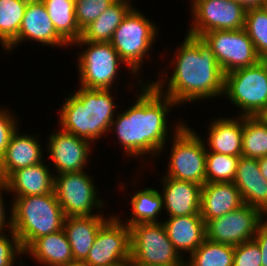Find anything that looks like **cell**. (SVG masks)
Segmentation results:
<instances>
[{
	"mask_svg": "<svg viewBox=\"0 0 267 266\" xmlns=\"http://www.w3.org/2000/svg\"><path fill=\"white\" fill-rule=\"evenodd\" d=\"M201 37L212 48L224 74L261 60L245 29L210 31Z\"/></svg>",
	"mask_w": 267,
	"mask_h": 266,
	"instance_id": "cell-10",
	"label": "cell"
},
{
	"mask_svg": "<svg viewBox=\"0 0 267 266\" xmlns=\"http://www.w3.org/2000/svg\"><path fill=\"white\" fill-rule=\"evenodd\" d=\"M242 156L253 159L267 156V125L255 116H243Z\"/></svg>",
	"mask_w": 267,
	"mask_h": 266,
	"instance_id": "cell-30",
	"label": "cell"
},
{
	"mask_svg": "<svg viewBox=\"0 0 267 266\" xmlns=\"http://www.w3.org/2000/svg\"><path fill=\"white\" fill-rule=\"evenodd\" d=\"M128 1L116 0L97 19L82 30L79 40L100 43L111 42L114 31L132 9Z\"/></svg>",
	"mask_w": 267,
	"mask_h": 266,
	"instance_id": "cell-26",
	"label": "cell"
},
{
	"mask_svg": "<svg viewBox=\"0 0 267 266\" xmlns=\"http://www.w3.org/2000/svg\"><path fill=\"white\" fill-rule=\"evenodd\" d=\"M109 92V89L80 87L73 96L66 98L60 111L62 130L90 142L113 130L111 123L117 105Z\"/></svg>",
	"mask_w": 267,
	"mask_h": 266,
	"instance_id": "cell-3",
	"label": "cell"
},
{
	"mask_svg": "<svg viewBox=\"0 0 267 266\" xmlns=\"http://www.w3.org/2000/svg\"><path fill=\"white\" fill-rule=\"evenodd\" d=\"M255 117L267 125V105Z\"/></svg>",
	"mask_w": 267,
	"mask_h": 266,
	"instance_id": "cell-42",
	"label": "cell"
},
{
	"mask_svg": "<svg viewBox=\"0 0 267 266\" xmlns=\"http://www.w3.org/2000/svg\"><path fill=\"white\" fill-rule=\"evenodd\" d=\"M79 45H88L79 56L81 86L87 89H109L116 79L118 66L123 62L110 42L78 40ZM119 63V64H118Z\"/></svg>",
	"mask_w": 267,
	"mask_h": 266,
	"instance_id": "cell-9",
	"label": "cell"
},
{
	"mask_svg": "<svg viewBox=\"0 0 267 266\" xmlns=\"http://www.w3.org/2000/svg\"><path fill=\"white\" fill-rule=\"evenodd\" d=\"M178 50L174 73L163 95L181 104L224 94L225 74L202 37L187 34Z\"/></svg>",
	"mask_w": 267,
	"mask_h": 266,
	"instance_id": "cell-2",
	"label": "cell"
},
{
	"mask_svg": "<svg viewBox=\"0 0 267 266\" xmlns=\"http://www.w3.org/2000/svg\"><path fill=\"white\" fill-rule=\"evenodd\" d=\"M168 174L176 180L206 183L207 149L201 137L183 123L176 126Z\"/></svg>",
	"mask_w": 267,
	"mask_h": 266,
	"instance_id": "cell-7",
	"label": "cell"
},
{
	"mask_svg": "<svg viewBox=\"0 0 267 266\" xmlns=\"http://www.w3.org/2000/svg\"><path fill=\"white\" fill-rule=\"evenodd\" d=\"M55 27L57 34L68 44L81 38L82 31L75 19L74 0H41Z\"/></svg>",
	"mask_w": 267,
	"mask_h": 266,
	"instance_id": "cell-27",
	"label": "cell"
},
{
	"mask_svg": "<svg viewBox=\"0 0 267 266\" xmlns=\"http://www.w3.org/2000/svg\"><path fill=\"white\" fill-rule=\"evenodd\" d=\"M162 179L164 192L161 194L165 204L163 207L167 209L170 217L200 214L201 185L171 177Z\"/></svg>",
	"mask_w": 267,
	"mask_h": 266,
	"instance_id": "cell-18",
	"label": "cell"
},
{
	"mask_svg": "<svg viewBox=\"0 0 267 266\" xmlns=\"http://www.w3.org/2000/svg\"><path fill=\"white\" fill-rule=\"evenodd\" d=\"M244 204L267 214V181L261 174L257 159L240 156L233 181Z\"/></svg>",
	"mask_w": 267,
	"mask_h": 266,
	"instance_id": "cell-19",
	"label": "cell"
},
{
	"mask_svg": "<svg viewBox=\"0 0 267 266\" xmlns=\"http://www.w3.org/2000/svg\"><path fill=\"white\" fill-rule=\"evenodd\" d=\"M29 0H0V41L7 48L17 37Z\"/></svg>",
	"mask_w": 267,
	"mask_h": 266,
	"instance_id": "cell-29",
	"label": "cell"
},
{
	"mask_svg": "<svg viewBox=\"0 0 267 266\" xmlns=\"http://www.w3.org/2000/svg\"><path fill=\"white\" fill-rule=\"evenodd\" d=\"M242 205L244 202L240 191L233 182H210L201 188L200 215L205 223Z\"/></svg>",
	"mask_w": 267,
	"mask_h": 266,
	"instance_id": "cell-17",
	"label": "cell"
},
{
	"mask_svg": "<svg viewBox=\"0 0 267 266\" xmlns=\"http://www.w3.org/2000/svg\"><path fill=\"white\" fill-rule=\"evenodd\" d=\"M253 240L259 246L262 255V266H267V221L259 225Z\"/></svg>",
	"mask_w": 267,
	"mask_h": 266,
	"instance_id": "cell-38",
	"label": "cell"
},
{
	"mask_svg": "<svg viewBox=\"0 0 267 266\" xmlns=\"http://www.w3.org/2000/svg\"><path fill=\"white\" fill-rule=\"evenodd\" d=\"M82 171L58 174L54 192L65 217L91 216L92 208H100L103 201L96 197L95 186Z\"/></svg>",
	"mask_w": 267,
	"mask_h": 266,
	"instance_id": "cell-14",
	"label": "cell"
},
{
	"mask_svg": "<svg viewBox=\"0 0 267 266\" xmlns=\"http://www.w3.org/2000/svg\"><path fill=\"white\" fill-rule=\"evenodd\" d=\"M234 1L241 4L246 9H250V8H260L264 0H234Z\"/></svg>",
	"mask_w": 267,
	"mask_h": 266,
	"instance_id": "cell-40",
	"label": "cell"
},
{
	"mask_svg": "<svg viewBox=\"0 0 267 266\" xmlns=\"http://www.w3.org/2000/svg\"><path fill=\"white\" fill-rule=\"evenodd\" d=\"M28 38V39H27ZM27 40H36L43 44L54 46L68 45L56 32L41 0H29L22 19L18 37L6 48L13 49L15 44ZM18 42V43H17Z\"/></svg>",
	"mask_w": 267,
	"mask_h": 266,
	"instance_id": "cell-16",
	"label": "cell"
},
{
	"mask_svg": "<svg viewBox=\"0 0 267 266\" xmlns=\"http://www.w3.org/2000/svg\"><path fill=\"white\" fill-rule=\"evenodd\" d=\"M185 266H233L234 246L216 243L207 238L190 254Z\"/></svg>",
	"mask_w": 267,
	"mask_h": 266,
	"instance_id": "cell-31",
	"label": "cell"
},
{
	"mask_svg": "<svg viewBox=\"0 0 267 266\" xmlns=\"http://www.w3.org/2000/svg\"><path fill=\"white\" fill-rule=\"evenodd\" d=\"M257 161L261 174L267 181V156L257 159Z\"/></svg>",
	"mask_w": 267,
	"mask_h": 266,
	"instance_id": "cell-41",
	"label": "cell"
},
{
	"mask_svg": "<svg viewBox=\"0 0 267 266\" xmlns=\"http://www.w3.org/2000/svg\"><path fill=\"white\" fill-rule=\"evenodd\" d=\"M169 240L180 254H192L206 239V223L200 214L169 217L164 223Z\"/></svg>",
	"mask_w": 267,
	"mask_h": 266,
	"instance_id": "cell-21",
	"label": "cell"
},
{
	"mask_svg": "<svg viewBox=\"0 0 267 266\" xmlns=\"http://www.w3.org/2000/svg\"><path fill=\"white\" fill-rule=\"evenodd\" d=\"M130 259V227L111 216L100 227L83 263L86 266H117L128 265Z\"/></svg>",
	"mask_w": 267,
	"mask_h": 266,
	"instance_id": "cell-11",
	"label": "cell"
},
{
	"mask_svg": "<svg viewBox=\"0 0 267 266\" xmlns=\"http://www.w3.org/2000/svg\"><path fill=\"white\" fill-rule=\"evenodd\" d=\"M263 213L256 207L244 204L224 216L206 223V238L212 242L231 246L253 240L263 222Z\"/></svg>",
	"mask_w": 267,
	"mask_h": 266,
	"instance_id": "cell-13",
	"label": "cell"
},
{
	"mask_svg": "<svg viewBox=\"0 0 267 266\" xmlns=\"http://www.w3.org/2000/svg\"><path fill=\"white\" fill-rule=\"evenodd\" d=\"M108 219L102 215L65 217L63 229L70 243L74 262H84L100 227Z\"/></svg>",
	"mask_w": 267,
	"mask_h": 266,
	"instance_id": "cell-20",
	"label": "cell"
},
{
	"mask_svg": "<svg viewBox=\"0 0 267 266\" xmlns=\"http://www.w3.org/2000/svg\"><path fill=\"white\" fill-rule=\"evenodd\" d=\"M233 266H262V255L254 240L234 246Z\"/></svg>",
	"mask_w": 267,
	"mask_h": 266,
	"instance_id": "cell-35",
	"label": "cell"
},
{
	"mask_svg": "<svg viewBox=\"0 0 267 266\" xmlns=\"http://www.w3.org/2000/svg\"><path fill=\"white\" fill-rule=\"evenodd\" d=\"M44 162L18 169L11 173L5 182L8 191L17 196H38L54 191L55 177L50 174Z\"/></svg>",
	"mask_w": 267,
	"mask_h": 266,
	"instance_id": "cell-22",
	"label": "cell"
},
{
	"mask_svg": "<svg viewBox=\"0 0 267 266\" xmlns=\"http://www.w3.org/2000/svg\"><path fill=\"white\" fill-rule=\"evenodd\" d=\"M163 83L157 80L143 85L135 104L112 121L111 127L115 128L126 154L133 157L148 152L156 155L164 148L168 133L166 115L169 107L176 103L167 95L163 96Z\"/></svg>",
	"mask_w": 267,
	"mask_h": 266,
	"instance_id": "cell-1",
	"label": "cell"
},
{
	"mask_svg": "<svg viewBox=\"0 0 267 266\" xmlns=\"http://www.w3.org/2000/svg\"><path fill=\"white\" fill-rule=\"evenodd\" d=\"M115 1L116 0H76L75 19L79 29L82 31Z\"/></svg>",
	"mask_w": 267,
	"mask_h": 266,
	"instance_id": "cell-34",
	"label": "cell"
},
{
	"mask_svg": "<svg viewBox=\"0 0 267 266\" xmlns=\"http://www.w3.org/2000/svg\"><path fill=\"white\" fill-rule=\"evenodd\" d=\"M244 29L252 40L259 57L267 60L266 12L261 7L247 9Z\"/></svg>",
	"mask_w": 267,
	"mask_h": 266,
	"instance_id": "cell-33",
	"label": "cell"
},
{
	"mask_svg": "<svg viewBox=\"0 0 267 266\" xmlns=\"http://www.w3.org/2000/svg\"><path fill=\"white\" fill-rule=\"evenodd\" d=\"M40 264L64 266L74 262L70 243L64 229L36 239L26 250Z\"/></svg>",
	"mask_w": 267,
	"mask_h": 266,
	"instance_id": "cell-24",
	"label": "cell"
},
{
	"mask_svg": "<svg viewBox=\"0 0 267 266\" xmlns=\"http://www.w3.org/2000/svg\"><path fill=\"white\" fill-rule=\"evenodd\" d=\"M8 190V186H7V184H6V182H5V180H3V179H0V234L2 233L3 234V231L2 230H5V228L4 227H6L5 226V219H6V216H5V211H4V204H3V200H2V195H1V190Z\"/></svg>",
	"mask_w": 267,
	"mask_h": 266,
	"instance_id": "cell-39",
	"label": "cell"
},
{
	"mask_svg": "<svg viewBox=\"0 0 267 266\" xmlns=\"http://www.w3.org/2000/svg\"><path fill=\"white\" fill-rule=\"evenodd\" d=\"M128 266H146V265L134 264L133 262L130 261Z\"/></svg>",
	"mask_w": 267,
	"mask_h": 266,
	"instance_id": "cell-45",
	"label": "cell"
},
{
	"mask_svg": "<svg viewBox=\"0 0 267 266\" xmlns=\"http://www.w3.org/2000/svg\"><path fill=\"white\" fill-rule=\"evenodd\" d=\"M224 93L242 116H256L267 105V60L225 74Z\"/></svg>",
	"mask_w": 267,
	"mask_h": 266,
	"instance_id": "cell-6",
	"label": "cell"
},
{
	"mask_svg": "<svg viewBox=\"0 0 267 266\" xmlns=\"http://www.w3.org/2000/svg\"><path fill=\"white\" fill-rule=\"evenodd\" d=\"M157 29L143 13L132 8L114 31L111 45L121 60L137 73L156 38Z\"/></svg>",
	"mask_w": 267,
	"mask_h": 266,
	"instance_id": "cell-8",
	"label": "cell"
},
{
	"mask_svg": "<svg viewBox=\"0 0 267 266\" xmlns=\"http://www.w3.org/2000/svg\"><path fill=\"white\" fill-rule=\"evenodd\" d=\"M64 266H86L83 262H72Z\"/></svg>",
	"mask_w": 267,
	"mask_h": 266,
	"instance_id": "cell-43",
	"label": "cell"
},
{
	"mask_svg": "<svg viewBox=\"0 0 267 266\" xmlns=\"http://www.w3.org/2000/svg\"><path fill=\"white\" fill-rule=\"evenodd\" d=\"M261 8H262V9L266 12V14H267V0H264V1H263V4H262Z\"/></svg>",
	"mask_w": 267,
	"mask_h": 266,
	"instance_id": "cell-44",
	"label": "cell"
},
{
	"mask_svg": "<svg viewBox=\"0 0 267 266\" xmlns=\"http://www.w3.org/2000/svg\"><path fill=\"white\" fill-rule=\"evenodd\" d=\"M15 131L4 155L1 157L0 179L5 180L14 171L43 161L40 144L30 135H19Z\"/></svg>",
	"mask_w": 267,
	"mask_h": 266,
	"instance_id": "cell-23",
	"label": "cell"
},
{
	"mask_svg": "<svg viewBox=\"0 0 267 266\" xmlns=\"http://www.w3.org/2000/svg\"><path fill=\"white\" fill-rule=\"evenodd\" d=\"M89 141L64 130L51 134L49 138L50 157L58 173L82 171L89 155Z\"/></svg>",
	"mask_w": 267,
	"mask_h": 266,
	"instance_id": "cell-15",
	"label": "cell"
},
{
	"mask_svg": "<svg viewBox=\"0 0 267 266\" xmlns=\"http://www.w3.org/2000/svg\"><path fill=\"white\" fill-rule=\"evenodd\" d=\"M194 24L190 35L201 37L216 30L244 29L247 9L234 0H192Z\"/></svg>",
	"mask_w": 267,
	"mask_h": 266,
	"instance_id": "cell-12",
	"label": "cell"
},
{
	"mask_svg": "<svg viewBox=\"0 0 267 266\" xmlns=\"http://www.w3.org/2000/svg\"><path fill=\"white\" fill-rule=\"evenodd\" d=\"M131 259L146 266H185L182 255L169 240L163 223L130 226Z\"/></svg>",
	"mask_w": 267,
	"mask_h": 266,
	"instance_id": "cell-5",
	"label": "cell"
},
{
	"mask_svg": "<svg viewBox=\"0 0 267 266\" xmlns=\"http://www.w3.org/2000/svg\"><path fill=\"white\" fill-rule=\"evenodd\" d=\"M12 116L7 110H0V157L4 155L13 133L18 129L16 119Z\"/></svg>",
	"mask_w": 267,
	"mask_h": 266,
	"instance_id": "cell-37",
	"label": "cell"
},
{
	"mask_svg": "<svg viewBox=\"0 0 267 266\" xmlns=\"http://www.w3.org/2000/svg\"><path fill=\"white\" fill-rule=\"evenodd\" d=\"M132 218L125 224L130 227L141 223H157L163 207V197L156 189L147 188L134 194L131 198Z\"/></svg>",
	"mask_w": 267,
	"mask_h": 266,
	"instance_id": "cell-28",
	"label": "cell"
},
{
	"mask_svg": "<svg viewBox=\"0 0 267 266\" xmlns=\"http://www.w3.org/2000/svg\"><path fill=\"white\" fill-rule=\"evenodd\" d=\"M240 156L224 155L217 152L206 154V183L233 182Z\"/></svg>",
	"mask_w": 267,
	"mask_h": 266,
	"instance_id": "cell-32",
	"label": "cell"
},
{
	"mask_svg": "<svg viewBox=\"0 0 267 266\" xmlns=\"http://www.w3.org/2000/svg\"><path fill=\"white\" fill-rule=\"evenodd\" d=\"M15 198L6 226L16 234L24 252L36 239L63 229L65 216L54 191Z\"/></svg>",
	"mask_w": 267,
	"mask_h": 266,
	"instance_id": "cell-4",
	"label": "cell"
},
{
	"mask_svg": "<svg viewBox=\"0 0 267 266\" xmlns=\"http://www.w3.org/2000/svg\"><path fill=\"white\" fill-rule=\"evenodd\" d=\"M238 120L216 119L209 129V147L212 151L230 156H242L243 116ZM241 120V121H239Z\"/></svg>",
	"mask_w": 267,
	"mask_h": 266,
	"instance_id": "cell-25",
	"label": "cell"
},
{
	"mask_svg": "<svg viewBox=\"0 0 267 266\" xmlns=\"http://www.w3.org/2000/svg\"><path fill=\"white\" fill-rule=\"evenodd\" d=\"M9 233H11L13 243L7 238V235L0 234V266H13L16 255L25 253L13 230Z\"/></svg>",
	"mask_w": 267,
	"mask_h": 266,
	"instance_id": "cell-36",
	"label": "cell"
}]
</instances>
